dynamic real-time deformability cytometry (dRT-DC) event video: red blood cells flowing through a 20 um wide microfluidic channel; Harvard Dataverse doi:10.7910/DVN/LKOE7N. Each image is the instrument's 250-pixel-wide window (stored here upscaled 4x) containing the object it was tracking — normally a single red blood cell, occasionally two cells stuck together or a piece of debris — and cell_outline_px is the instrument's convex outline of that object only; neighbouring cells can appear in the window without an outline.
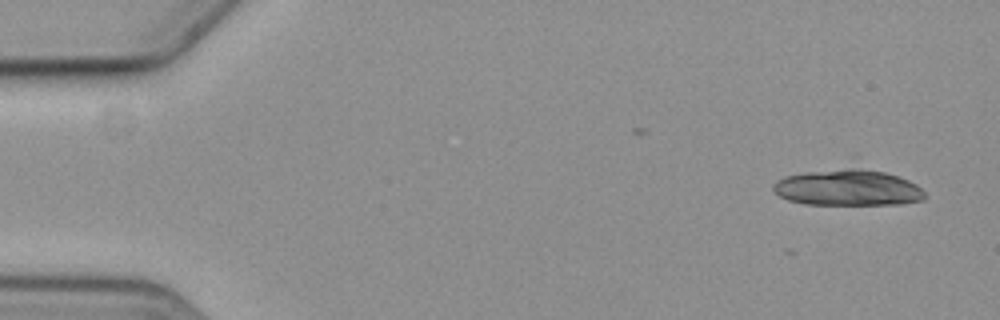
{"species": "common noctule bat (a hibernating species)", "species_latin": "Nyctalus noctula", "temperature_condition": "cold", "stored_images_in_passage": 4, "camera_frame_rate_fps": 3000, "um_per_image_px": 0.085, "animal": {"sex": "female", "body_mass_g": 19.3, "forearm_length_mm": 54.1}, "frame": {"image": 1, "passage_image": 2, "time_ms": 0.333, "image_size_px": [1000, 320], "cell_outline_px": [[924, 200], [900, 204], [804, 204], [788, 200], [780, 196], [772, 188], [772, 184], [776, 180], [784, 176], [804, 172], [848, 168], [860, 168], [884, 172], [908, 180], [916, 184], [924, 192]], "centroid_in_image_um": [72.03, 15.96], "position_along_channel_um": 13.0, "area_um2": 31.73}}